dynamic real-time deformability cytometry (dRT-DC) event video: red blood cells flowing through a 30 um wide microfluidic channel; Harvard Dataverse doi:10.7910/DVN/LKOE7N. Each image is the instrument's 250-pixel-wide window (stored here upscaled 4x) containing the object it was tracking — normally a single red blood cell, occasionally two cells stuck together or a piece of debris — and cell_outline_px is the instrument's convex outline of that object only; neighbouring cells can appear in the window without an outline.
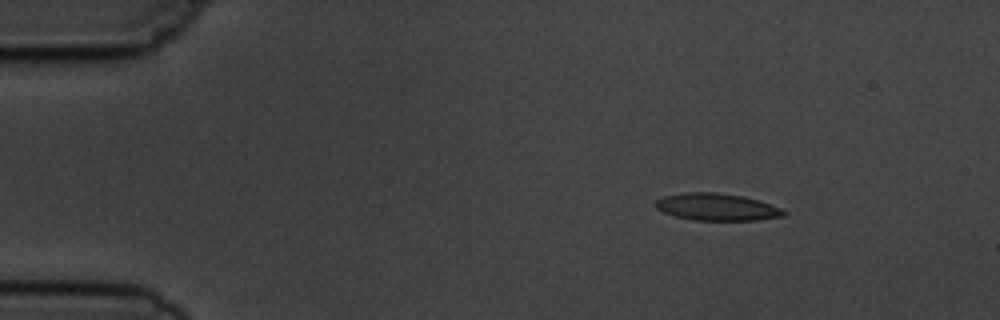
{"species": "common noctule bat (a hibernating species)", "species_latin": "Nyctalus noctula", "temperature_condition": "cold", "stored_images_in_passage": 4, "camera_frame_rate_fps": 3000, "um_per_image_px": 0.085, "animal": {"sex": "male", "body_mass_g": 19.5, "forearm_length_mm": 54.6}, "frame": {"image": 1, "passage_image": 1, "time_ms": 0.0, "image_size_px": [1000, 320], "cell_outline_px": [[788, 212], [784, 216], [756, 220], [692, 220], [676, 216], [664, 212], [656, 208], [652, 204], [656, 200], [664, 196], [688, 192], [716, 192], [744, 196], [780, 208]], "centroid_in_image_um": [60.9, 17.59], "position_along_channel_um": 24.1, "area_um2": 20.17}}